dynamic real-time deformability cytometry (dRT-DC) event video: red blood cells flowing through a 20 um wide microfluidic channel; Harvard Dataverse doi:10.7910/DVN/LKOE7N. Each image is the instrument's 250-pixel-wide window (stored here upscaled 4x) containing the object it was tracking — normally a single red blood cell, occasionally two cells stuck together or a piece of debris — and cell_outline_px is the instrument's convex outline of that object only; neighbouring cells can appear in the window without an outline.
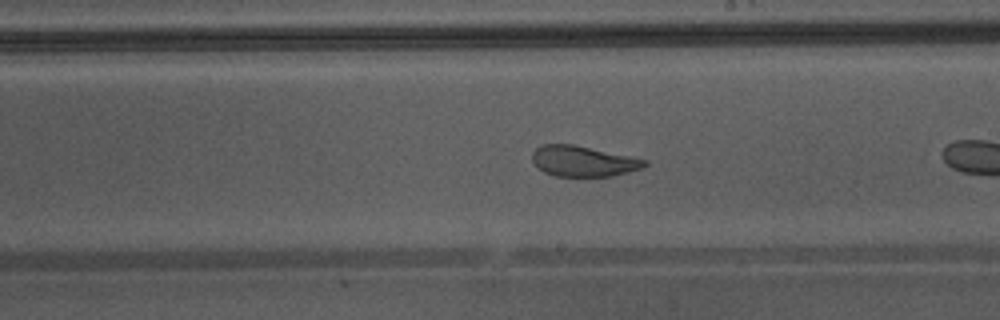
{"species": "Egyptian fruit bat (a non-hibernating species)", "species_latin": "Rousettus aegyptiacus", "temperature_condition": "warm", "stored_images_in_passage": 14, "camera_frame_rate_fps": 3000, "um_per_image_px": 0.085, "animal": {"sex": "male"}, "frame": {"image": 1, "passage_image": 12, "time_ms": 3.667, "image_size_px": [1000, 320], "cell_outline_px": [[648, 164], [644, 168], [612, 176], [556, 176], [544, 172], [532, 160], [532, 152], [536, 148], [544, 144], [572, 144], [632, 156], [648, 160]], "centroid_in_image_um": [49.62, 13.7], "position_along_channel_um": 239.4, "area_um2": 20.06}}